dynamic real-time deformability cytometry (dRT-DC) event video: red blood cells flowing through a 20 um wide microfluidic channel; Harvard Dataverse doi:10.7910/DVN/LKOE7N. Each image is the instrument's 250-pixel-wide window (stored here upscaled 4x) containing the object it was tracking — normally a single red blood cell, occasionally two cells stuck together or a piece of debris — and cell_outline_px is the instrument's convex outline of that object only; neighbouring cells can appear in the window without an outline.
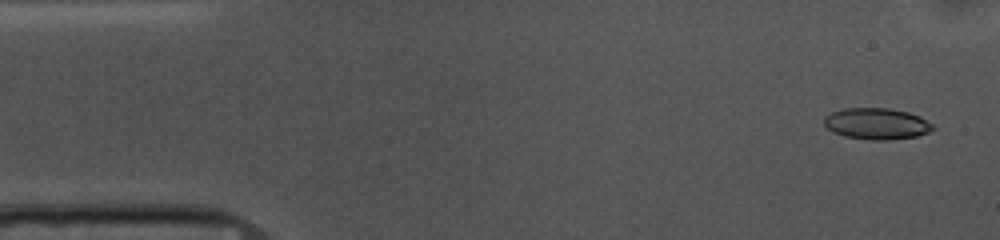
{"species": "common noctule bat (a hibernating species)", "species_latin": "Nyctalus noctula", "temperature_condition": "cold", "stored_images_in_passage": 52, "camera_frame_rate_fps": 3000, "um_per_image_px": 0.085, "animal": {"sex": "female", "body_mass_g": 10.0, "forearm_length_mm": 53.1}, "frame": {"image": 1, "passage_image": 2, "time_ms": 0.333, "image_size_px": [1000, 240], "cell_outline_px": [[936, 128], [928, 132], [916, 136], [888, 140], [872, 140], [844, 136], [832, 132], [824, 124], [824, 116], [832, 112], [844, 108], [888, 108], [908, 112], [920, 116], [932, 124]], "centroid_in_image_um": [74.51, 10.51], "position_along_channel_um": 10.5, "area_um2": 19.88}}
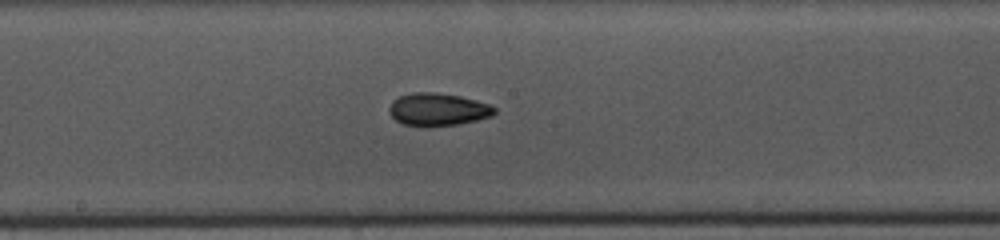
{"frame": {"image": 2, "passage_image": 26, "time_ms": 8.333, "image_size_px": [1000, 240], "cell_outline_px": [[496, 112], [492, 116], [476, 120], [456, 124], [424, 128], [404, 124], [396, 120], [388, 112], [388, 108], [392, 100], [400, 96], [412, 92], [436, 92], [460, 96], [476, 100], [488, 104], [496, 108]], "centroid_in_image_um": [37.19, 9.31], "position_along_channel_um": 211.0, "area_um2": 20.29}}
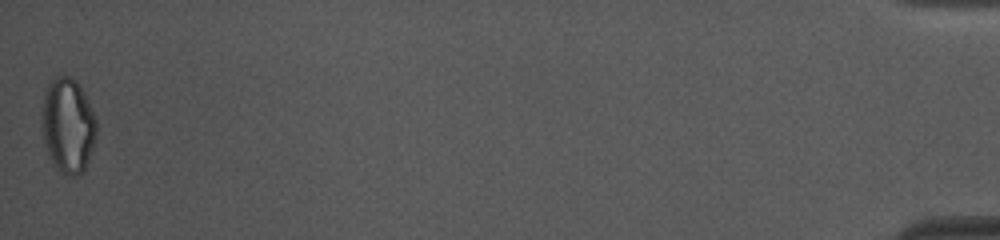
{"frame": {"image": 3, "passage_image": 52, "time_ms": 17.0, "image_size_px": [1000, 240], "cell_outline_px": [[96, 136], [88, 160], [84, 168], [76, 176], [64, 176], [52, 160], [44, 144], [44, 92], [48, 84], [56, 76], [72, 76], [76, 80], [96, 120]], "centroid_in_image_um": [5.79, 10.67], "position_along_channel_um": 429.4, "area_um2": 29.19}, "authors_computed_cell_mechanics": {"area_um2": 19.9988, "velocity_mm_per_s": 3.7156, "shape_relaxation_time_tau1_ms": 6.6572, "shape_relaxation_time_tau2_ms": null, "deformation_change_tau1": 0.1391, "deformation_change_tau2": null}}